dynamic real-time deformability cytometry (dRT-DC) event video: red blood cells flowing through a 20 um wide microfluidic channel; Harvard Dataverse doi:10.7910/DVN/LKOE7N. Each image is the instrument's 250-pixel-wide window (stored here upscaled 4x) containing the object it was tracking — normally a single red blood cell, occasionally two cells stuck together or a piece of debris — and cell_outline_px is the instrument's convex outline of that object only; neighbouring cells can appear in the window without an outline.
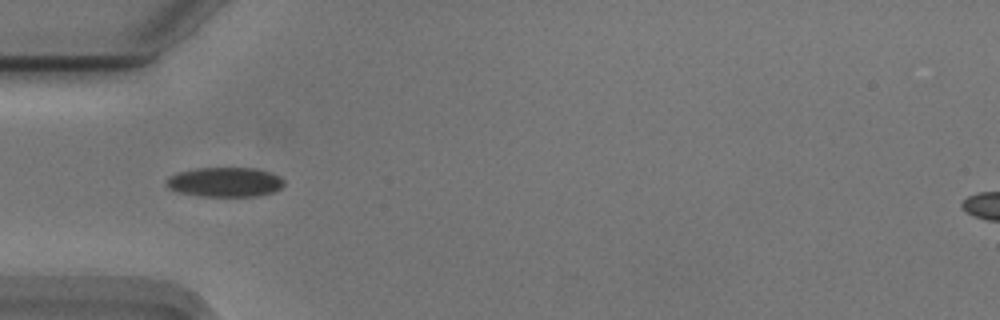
{"species": "Egyptian fruit bat (a non-hibernating species)", "species_latin": "Rousettus aegyptiacus", "temperature_condition": "cold", "stored_images_in_passage": 26, "camera_frame_rate_fps": 3000, "um_per_image_px": 0.085, "animal": {"sex": "male"}, "frame": {"image": 1, "passage_image": 3, "time_ms": 0.667, "image_size_px": [1000, 320], "cell_outline_px": [[284, 184], [280, 188], [272, 192], [256, 196], [200, 196], [176, 192], [168, 188], [164, 184], [164, 180], [168, 176], [180, 172], [196, 168], [256, 168], [280, 176], [284, 180]], "centroid_in_image_um": [19.07, 15.48], "position_along_channel_um": 65.9, "area_um2": 20.4}}
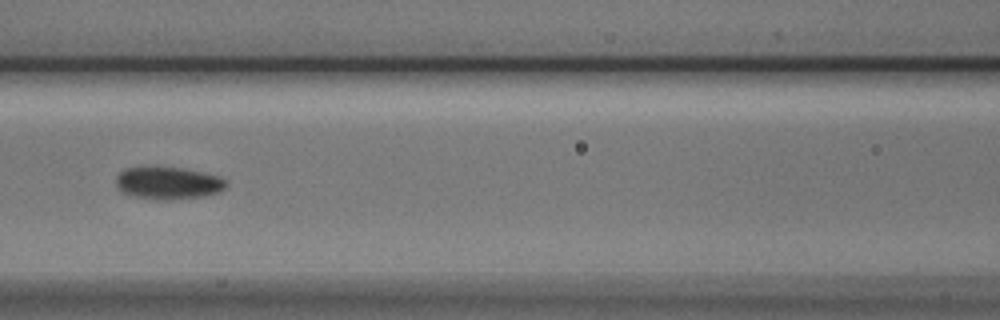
{"frame": {"image": 2, "passage_image": 10, "time_ms": 3.0, "image_size_px": [1000, 320], "cell_outline_px": [[228, 184], [220, 192], [204, 196], [168, 200], [156, 200], [132, 196], [120, 192], [116, 184], [116, 176], [124, 168], [180, 168], [220, 176]], "centroid_in_image_um": [14.27, 15.59], "position_along_channel_um": 152.3, "area_um2": 20.69}}
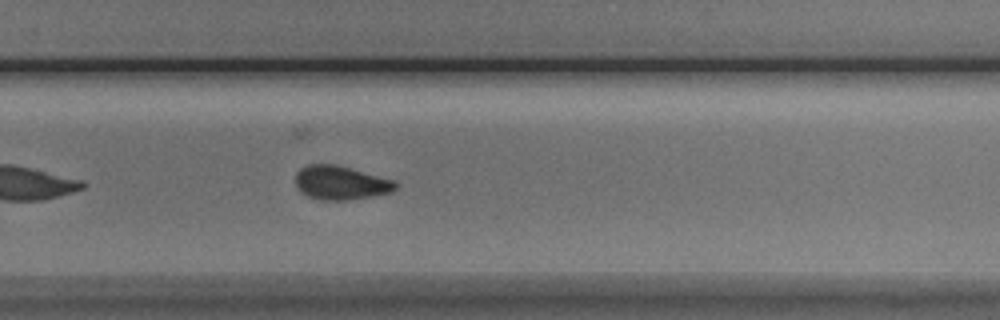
{"frame": {"image": 3, "passage_image": 22, "time_ms": 7.0, "image_size_px": [1000, 320], "cell_outline_px": [[396, 188], [392, 192], [372, 196], [344, 200], [320, 200], [308, 196], [300, 192], [296, 188], [296, 172], [300, 168], [308, 164], [336, 164], [396, 180]], "centroid_in_image_um": [28.94, 15.53], "position_along_channel_um": 300.9, "area_um2": 19.88}}